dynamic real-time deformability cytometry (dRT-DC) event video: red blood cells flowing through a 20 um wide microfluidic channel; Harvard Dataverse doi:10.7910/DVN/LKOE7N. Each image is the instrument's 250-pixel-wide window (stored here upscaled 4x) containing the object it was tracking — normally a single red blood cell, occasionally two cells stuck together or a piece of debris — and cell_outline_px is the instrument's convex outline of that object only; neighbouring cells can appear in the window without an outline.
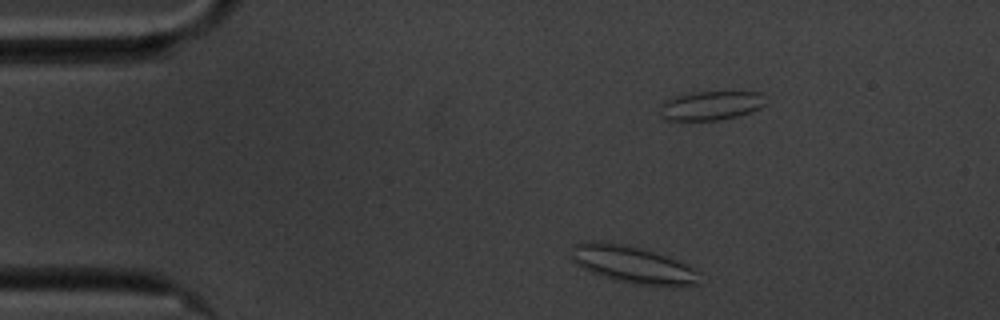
{"species": "common noctule bat (a hibernating species)", "species_latin": "Nyctalus noctula", "temperature_condition": "cold", "stored_images_in_passage": 49, "camera_frame_rate_fps": 3000, "um_per_image_px": 0.085, "animal": {"sex": "male", "body_mass_g": 20.1, "forearm_length_mm": 53.5}, "frame": {"image": 1, "passage_image": 1, "time_ms": 0.0, "image_size_px": [1000, 320], "cell_outline_px": [[696, 284], [632, 284], [616, 280], [592, 272], [576, 264], [572, 260], [572, 248], [576, 244], [584, 240], [600, 240], [624, 244], [656, 252], [668, 256], [692, 268], [696, 272]], "centroid_in_image_um": [53.64, 22.42], "position_along_channel_um": 31.4, "area_um2": 26.93}}
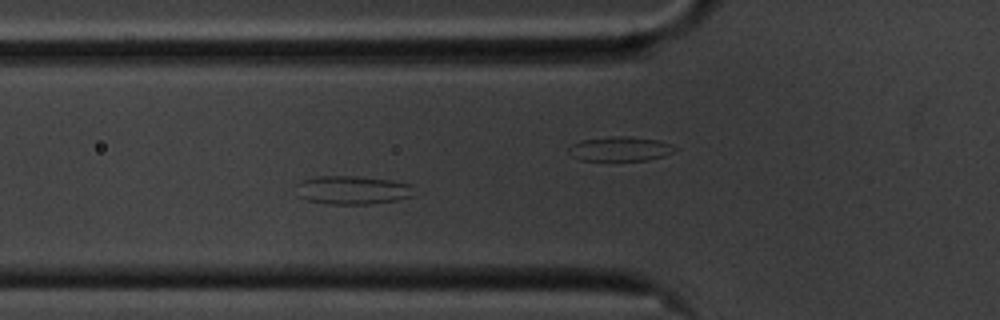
{"frame": {"image": 2, "passage_image": 11, "time_ms": 3.333, "image_size_px": [1000, 320], "cell_outline_px": [[416, 196], [396, 200], [368, 204], [328, 204], [308, 200], [296, 196], [296, 184], [300, 180], [316, 176], [356, 176], [392, 180], [412, 184]], "centroid_in_image_um": [29.96, 16.15], "position_along_channel_um": 95.8, "area_um2": 20.0}}
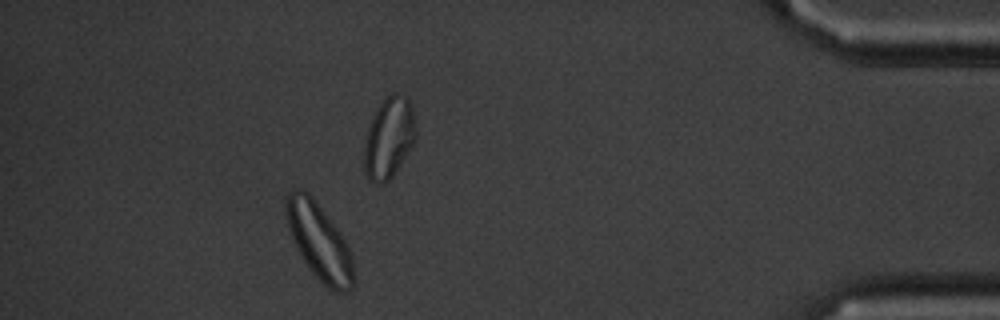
{"frame": {"image": 3, "passage_image": 43, "time_ms": 14.0, "image_size_px": [1000, 320], "cell_outline_px": [[356, 284], [348, 292], [332, 292], [312, 272], [304, 260], [288, 228], [284, 212], [284, 196], [288, 192], [296, 188], [300, 188], [308, 192], [312, 196], [340, 232], [352, 256], [356, 280]], "centroid_in_image_um": [27.14, 20.53], "position_along_channel_um": 408.1, "area_um2": 30.29}}